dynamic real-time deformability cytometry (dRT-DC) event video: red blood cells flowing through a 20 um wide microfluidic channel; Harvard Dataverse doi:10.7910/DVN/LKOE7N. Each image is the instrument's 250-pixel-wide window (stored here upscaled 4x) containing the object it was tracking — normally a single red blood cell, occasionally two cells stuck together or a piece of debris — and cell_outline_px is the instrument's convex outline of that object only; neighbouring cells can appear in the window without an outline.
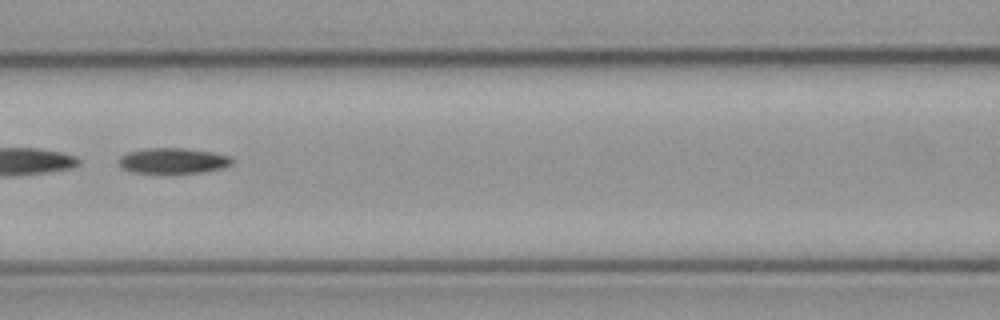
{"species": "common noctule bat (a hibernating species)", "species_latin": "Nyctalus noctula", "temperature_condition": "cold", "stored_images_in_passage": 58, "segment_of_instrument_passage": [2, 2], "camera_frame_rate_fps": 3000, "um_per_image_px": 0.085, "animal": {"sex": "male", "body_mass_g": 23.1, "forearm_length_mm": 52.7}, "frame": {"image": 1, "passage_image": 25, "time_ms": 8.0, "image_size_px": [1000, 320], "cell_outline_px": [[236, 160], [232, 164], [224, 168], [204, 172], [132, 172], [124, 168], [120, 164], [120, 156], [128, 152], [144, 148], [188, 148], [212, 152], [232, 156]], "centroid_in_image_um": [14.8, 13.64], "position_along_channel_um": 151.8, "area_um2": 16.82}}